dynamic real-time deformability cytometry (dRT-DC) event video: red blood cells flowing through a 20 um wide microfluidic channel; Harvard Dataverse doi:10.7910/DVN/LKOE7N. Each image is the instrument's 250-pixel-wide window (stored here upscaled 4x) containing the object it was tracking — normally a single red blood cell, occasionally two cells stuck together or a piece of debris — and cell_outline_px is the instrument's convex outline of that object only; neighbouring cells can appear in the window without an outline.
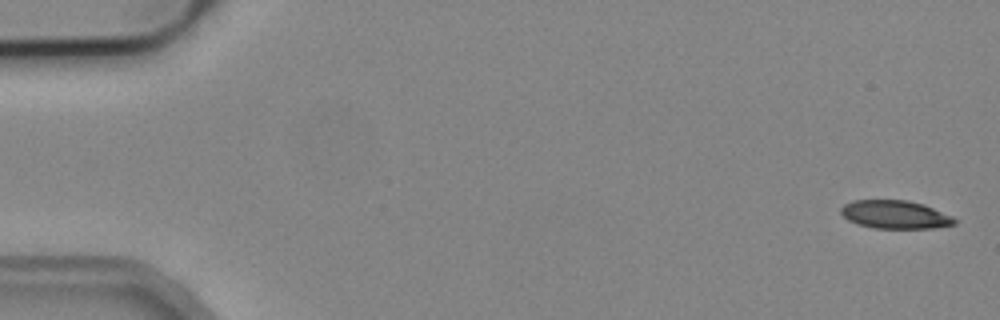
{"species": "common noctule bat (a hibernating species)", "species_latin": "Nyctalus noctula", "temperature_condition": "cold", "stored_images_in_passage": 6, "segment_of_instrument_passage": [1, 2], "camera_frame_rate_fps": 3000, "um_per_image_px": 0.085, "animal": {"sex": "male", "body_mass_g": 19.2, "forearm_length_mm": 51.8}, "frame": {"image": 1, "passage_image": 1, "time_ms": 0.0, "image_size_px": [1000, 320], "cell_outline_px": [[960, 220], [956, 224], [932, 228], [876, 228], [860, 224], [848, 220], [840, 212], [840, 208], [844, 204], [852, 200], [908, 200], [924, 204], [952, 216]], "centroid_in_image_um": [76.12, 18.23], "position_along_channel_um": 8.9, "area_um2": 18.73}}
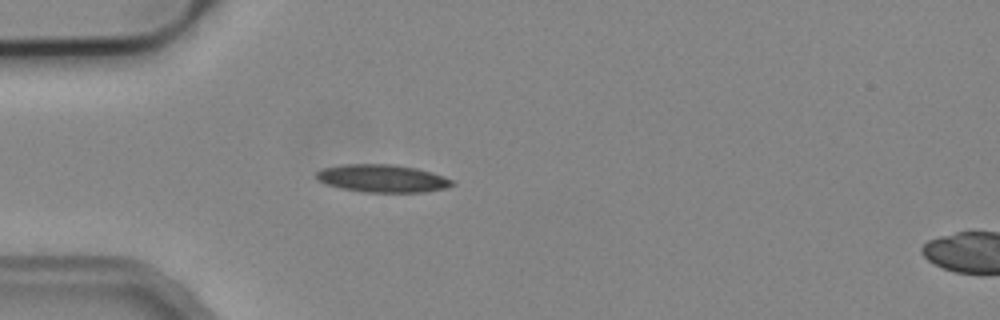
{"frame": {"image": 2, "passage_image": 5, "time_ms": 4.667, "image_size_px": [1000, 320], "cell_outline_px": [[456, 184], [448, 188], [424, 192], [364, 192], [340, 188], [324, 184], [316, 176], [316, 172], [324, 168], [344, 164], [392, 164], [416, 168], [432, 172], [452, 180]], "centroid_in_image_um": [32.52, 15.17], "position_along_channel_um": 52.5, "area_um2": 21.96}}